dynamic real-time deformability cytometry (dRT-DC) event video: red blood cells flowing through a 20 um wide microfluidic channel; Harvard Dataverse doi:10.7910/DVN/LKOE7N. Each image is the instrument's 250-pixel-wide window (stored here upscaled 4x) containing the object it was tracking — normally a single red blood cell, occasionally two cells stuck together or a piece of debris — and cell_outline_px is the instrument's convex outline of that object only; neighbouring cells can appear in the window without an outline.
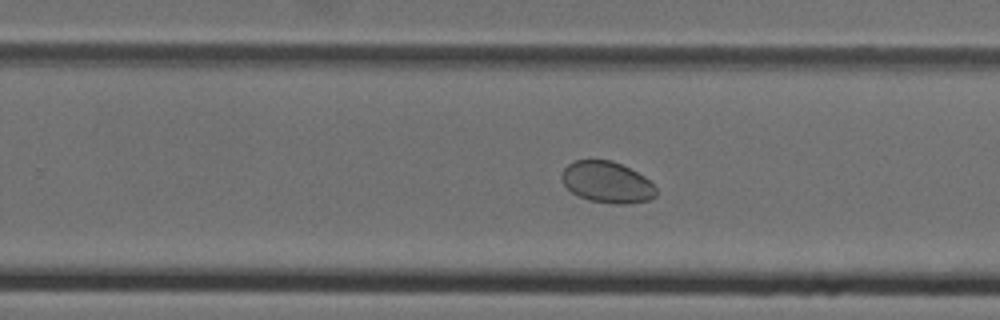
{"species": "Egyptian fruit bat (a non-hibernating species)", "species_latin": "Rousettus aegyptiacus", "temperature_condition": "cold", "stored_images_in_passage": 28, "camera_frame_rate_fps": 3000, "um_per_image_px": 0.085, "animal": {"sex": "female"}, "frame": {"image": 1, "passage_image": 15, "time_ms": 4.667, "image_size_px": [1000, 320], "cell_outline_px": [[656, 196], [648, 200], [632, 204], [612, 204], [588, 200], [576, 196], [564, 184], [560, 176], [564, 168], [568, 164], [576, 160], [612, 160], [644, 176], [656, 188]], "centroid_in_image_um": [51.58, 15.51], "position_along_channel_um": 278.2, "area_um2": 22.77}}
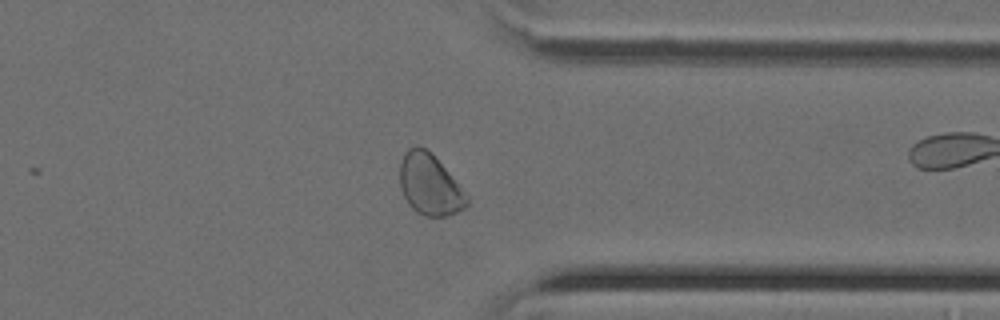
{"frame": {"image": 2, "passage_image": 22, "time_ms": 7.0, "image_size_px": [1000, 320], "cell_outline_px": [[468, 204], [464, 208], [456, 212], [444, 216], [424, 216], [416, 212], [408, 204], [400, 188], [400, 164], [404, 152], [408, 148], [416, 144], [432, 152], [468, 196]], "centroid_in_image_um": [36.5, 15.67], "position_along_channel_um": 374.9, "area_um2": 23.87}}